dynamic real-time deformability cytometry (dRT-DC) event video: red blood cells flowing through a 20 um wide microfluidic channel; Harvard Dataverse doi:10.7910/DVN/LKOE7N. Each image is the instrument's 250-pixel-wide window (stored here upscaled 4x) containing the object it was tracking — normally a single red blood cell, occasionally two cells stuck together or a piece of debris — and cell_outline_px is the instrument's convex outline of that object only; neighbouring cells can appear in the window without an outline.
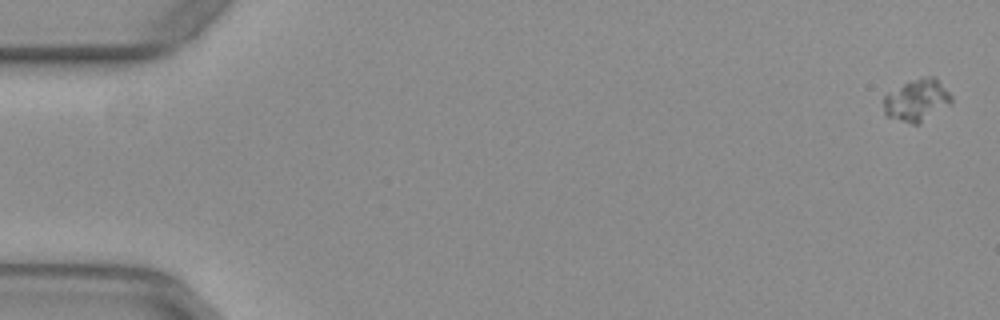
{"species": "common noctule bat (a hibernating species)", "species_latin": "Nyctalus noctula", "temperature_condition": "warm", "stored_images_in_passage": 12, "camera_frame_rate_fps": 3000, "um_per_image_px": 0.085, "animal": {"sex": "female", "body_mass_g": 29.2, "forearm_length_mm": 56.3}, "frame": {"image": 1, "passage_image": 1, "time_ms": 0.0, "image_size_px": [1000, 320], "cell_outline_px": [[952, 100], [948, 104], [920, 124], [912, 124], [888, 116], [884, 112], [884, 96], [888, 92], [908, 80], [928, 76], [932, 76], [952, 96]], "centroid_in_image_um": [77.89, 8.51], "position_along_channel_um": 7.1, "area_um2": 16.24}}